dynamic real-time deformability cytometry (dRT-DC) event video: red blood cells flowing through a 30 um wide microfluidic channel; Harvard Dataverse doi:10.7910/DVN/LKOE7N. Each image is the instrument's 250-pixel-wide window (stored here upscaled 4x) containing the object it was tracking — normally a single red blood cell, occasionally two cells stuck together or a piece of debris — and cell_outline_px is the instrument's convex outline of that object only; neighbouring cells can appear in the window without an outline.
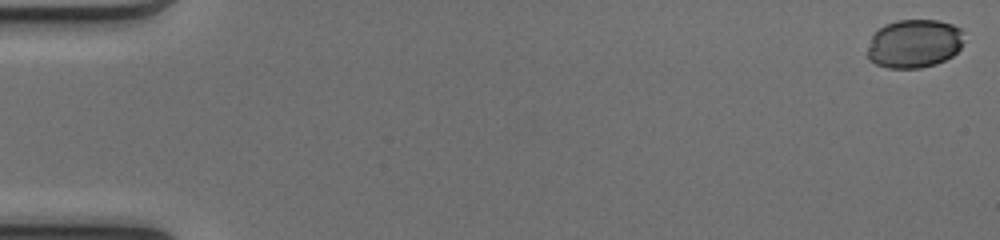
{"species": "common noctule bat (a hibernating species)", "species_latin": "Nyctalus noctula", "temperature_condition": "cold", "stored_images_in_passage": 17, "camera_frame_rate_fps": 3000, "um_per_image_px": 0.085, "animal": {"sex": "female", "body_mass_g": 17.0, "forearm_length_mm": 48.0}, "frame": {"image": 1, "passage_image": 1, "time_ms": 0.0, "image_size_px": [1000, 240], "cell_outline_px": [[964, 32], [960, 48], [952, 56], [936, 64], [920, 68], [888, 68], [876, 64], [868, 60], [868, 48], [872, 36], [884, 24], [896, 20], [936, 20], [952, 24], [960, 28]], "centroid_in_image_um": [77.71, 3.71], "position_along_channel_um": 7.3, "area_um2": 27.34}}
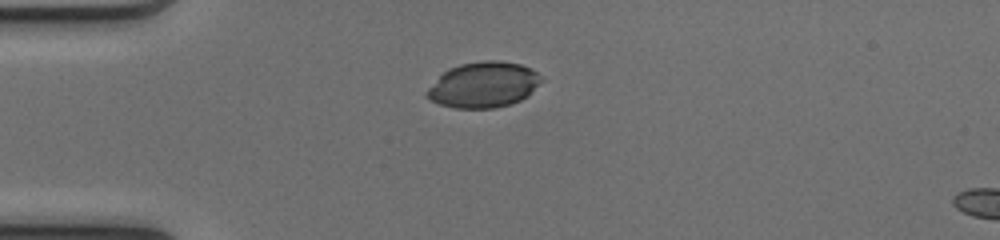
{"frame": {"image": 2, "passage_image": 14, "time_ms": 4.333, "image_size_px": [1000, 240], "cell_outline_px": [[544, 80], [528, 96], [512, 104], [496, 108], [456, 108], [440, 104], [424, 96], [424, 92], [448, 68], [460, 64], [484, 60], [500, 60], [520, 64], [532, 68]], "centroid_in_image_um": [41.13, 7.2], "position_along_channel_um": 43.9, "area_um2": 30.63}}